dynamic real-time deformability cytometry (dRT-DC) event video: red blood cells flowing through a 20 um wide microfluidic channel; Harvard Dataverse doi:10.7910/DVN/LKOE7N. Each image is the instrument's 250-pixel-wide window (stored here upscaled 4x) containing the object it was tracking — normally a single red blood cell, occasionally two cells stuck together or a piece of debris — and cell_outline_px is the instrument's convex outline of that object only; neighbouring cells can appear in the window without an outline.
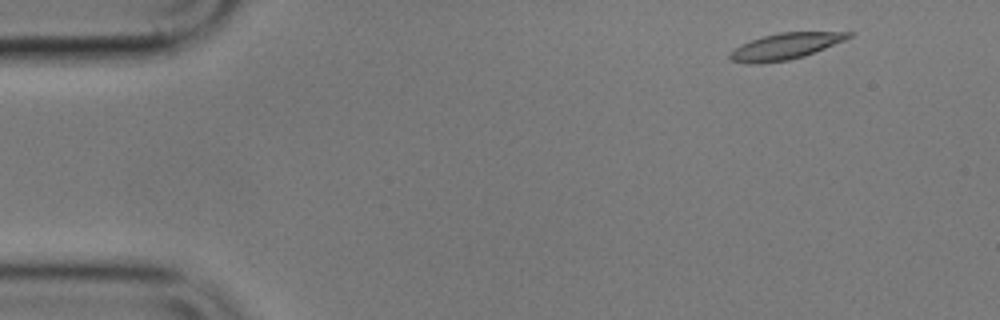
{"species": "common noctule bat (a hibernating species)", "species_latin": "Nyctalus noctula", "temperature_condition": "cold", "stored_images_in_passage": 4, "camera_frame_rate_fps": 3000, "um_per_image_px": 0.085, "animal": {"sex": "male", "body_mass_g": 17.9}, "frame": {"image": 1, "passage_image": 1, "time_ms": 0.0, "image_size_px": [1000, 320], "cell_outline_px": [[856, 32], [852, 36], [844, 40], [804, 56], [788, 60], [760, 64], [748, 64], [732, 60], [728, 56], [736, 48], [752, 40], [764, 36], [780, 32]], "centroid_in_image_um": [66.77, 3.94], "position_along_channel_um": 18.2, "area_um2": 17.8}}